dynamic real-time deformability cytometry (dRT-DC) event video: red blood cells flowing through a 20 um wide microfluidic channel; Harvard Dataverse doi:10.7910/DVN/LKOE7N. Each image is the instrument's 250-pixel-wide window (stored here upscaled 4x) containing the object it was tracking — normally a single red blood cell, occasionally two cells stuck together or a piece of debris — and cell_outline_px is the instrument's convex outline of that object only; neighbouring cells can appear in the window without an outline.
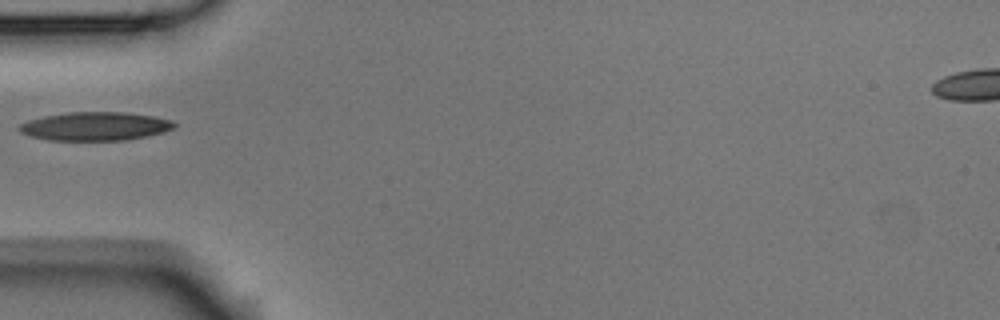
{"species": "Egyptian fruit bat (a non-hibernating species)", "species_latin": "Rousettus aegyptiacus", "temperature_condition": "room temperature", "stored_images_in_passage": 5, "camera_frame_rate_fps": 3000, "um_per_image_px": 0.085, "animal": {"sex": "male"}, "frame": {"image": 1, "passage_image": 5, "time_ms": 1.333, "image_size_px": [1000, 320], "cell_outline_px": [[176, 124], [172, 128], [164, 132], [124, 140], [48, 140], [32, 136], [20, 132], [20, 124], [28, 120], [44, 116], [68, 112], [124, 112], [152, 116], [172, 120]], "centroid_in_image_um": [8.08, 10.73], "position_along_channel_um": 76.9, "area_um2": 25.49}}